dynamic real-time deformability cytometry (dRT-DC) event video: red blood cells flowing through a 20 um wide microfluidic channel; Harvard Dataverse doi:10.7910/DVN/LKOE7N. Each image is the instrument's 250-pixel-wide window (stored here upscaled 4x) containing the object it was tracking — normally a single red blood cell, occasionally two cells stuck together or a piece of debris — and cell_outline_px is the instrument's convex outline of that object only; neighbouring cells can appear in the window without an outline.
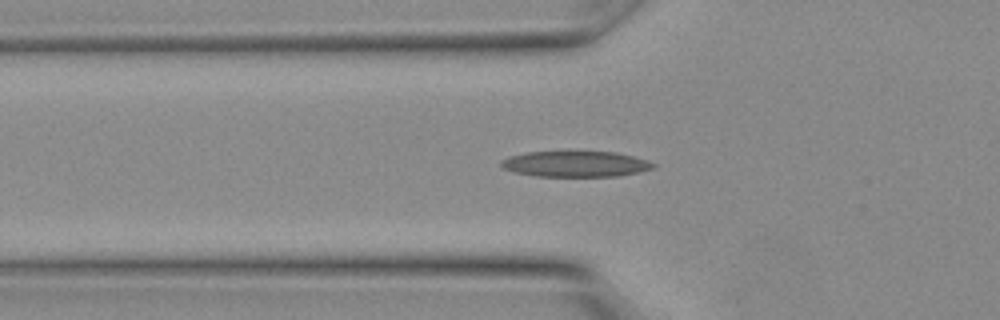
{"species": "Egyptian fruit bat (a non-hibernating species)", "species_latin": "Rousettus aegyptiacus", "temperature_condition": "warm", "stored_images_in_passage": 10, "camera_frame_rate_fps": 3000, "um_per_image_px": 0.085, "animal": {"sex": "female"}, "frame": {"image": 1, "passage_image": 4, "time_ms": 1.0, "image_size_px": [1000, 320], "cell_outline_px": [[656, 168], [640, 172], [620, 176], [536, 176], [516, 172], [500, 168], [500, 160], [508, 156], [528, 152], [616, 152], [648, 160], [656, 164]], "centroid_in_image_um": [48.93, 13.94], "position_along_channel_um": 76.9, "area_um2": 22.95}}
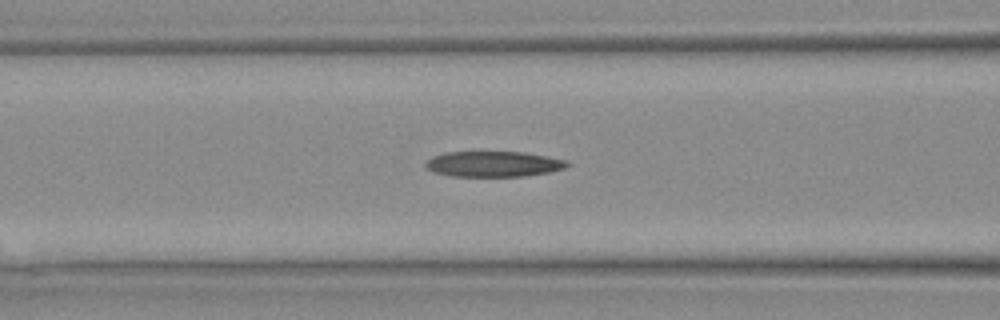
{"frame": {"image": 2, "passage_image": 6, "time_ms": 1.667, "image_size_px": [1000, 320], "cell_outline_px": [[572, 164], [564, 168], [548, 172], [524, 176], [452, 176], [436, 172], [428, 168], [424, 164], [432, 156], [444, 152], [524, 152], [568, 160]], "centroid_in_image_um": [41.98, 13.93], "position_along_channel_um": 124.6, "area_um2": 20.98}}
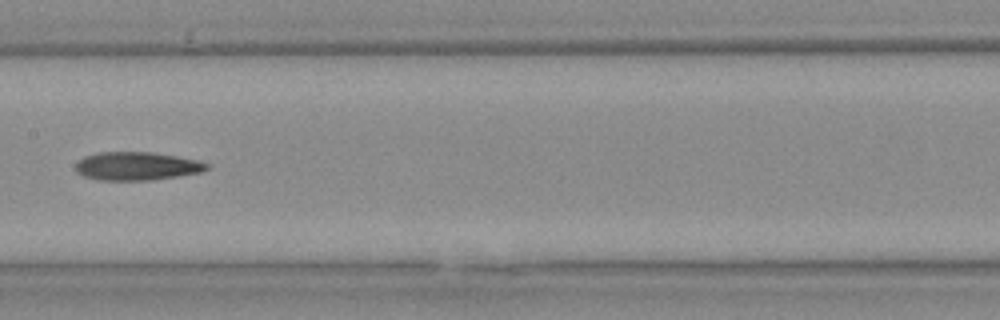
{"frame": {"image": 3, "passage_image": 9, "time_ms": 2.667, "image_size_px": [1000, 320], "cell_outline_px": [[208, 168], [200, 172], [152, 180], [96, 180], [84, 176], [76, 172], [76, 164], [84, 156], [100, 152], [152, 152], [176, 156], [196, 160], [208, 164]], "centroid_in_image_um": [11.58, 14.12], "position_along_channel_um": 195.8, "area_um2": 21.44}}